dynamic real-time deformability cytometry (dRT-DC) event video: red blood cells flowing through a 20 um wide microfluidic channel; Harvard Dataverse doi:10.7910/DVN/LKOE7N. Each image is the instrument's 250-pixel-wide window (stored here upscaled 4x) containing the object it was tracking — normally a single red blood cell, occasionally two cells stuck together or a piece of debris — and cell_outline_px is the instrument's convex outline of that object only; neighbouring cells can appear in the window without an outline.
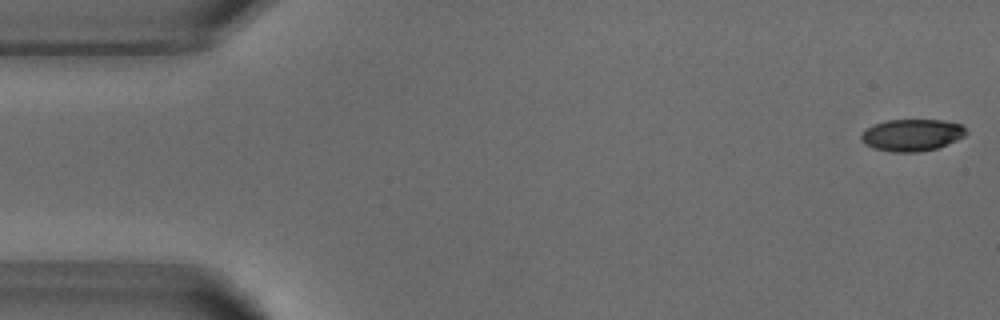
{"species": "common noctule bat (a hibernating species)", "species_latin": "Nyctalus noctula", "temperature_condition": "warm", "stored_images_in_passage": 2, "segment_of_instrument_passage": [2, 2], "camera_frame_rate_fps": 3000, "um_per_image_px": 0.085, "animal": {"sex": "male", "body_mass_g": 18.8}, "frame": {"image": 1, "passage_image": 2, "time_ms": 2.0, "image_size_px": [1000, 320], "cell_outline_px": [[968, 132], [964, 136], [956, 140], [936, 148], [916, 152], [892, 152], [876, 148], [864, 144], [860, 140], [860, 136], [872, 124], [884, 120], [944, 120], [960, 124]], "centroid_in_image_um": [77.49, 11.47], "position_along_channel_um": 7.5, "area_um2": 19.42}}